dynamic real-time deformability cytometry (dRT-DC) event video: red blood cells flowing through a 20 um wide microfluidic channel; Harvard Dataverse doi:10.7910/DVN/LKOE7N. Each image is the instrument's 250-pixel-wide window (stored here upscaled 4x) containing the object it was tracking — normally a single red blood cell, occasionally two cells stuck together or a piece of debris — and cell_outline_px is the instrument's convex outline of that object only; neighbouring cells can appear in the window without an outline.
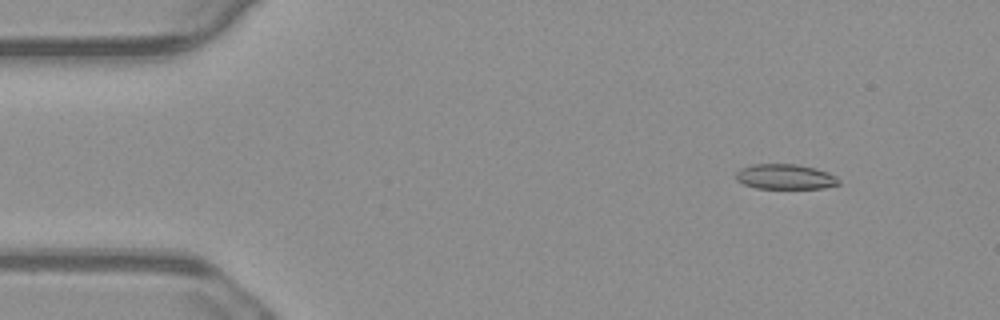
{"species": "common noctule bat (a hibernating species)", "species_latin": "Nyctalus noctula", "temperature_condition": "warm", "stored_images_in_passage": 55, "camera_frame_rate_fps": 3000, "um_per_image_px": 0.085, "animal": {"sex": "male", "body_mass_g": 23.1, "forearm_length_mm": 52.7}, "frame": {"image": 1, "passage_image": 6, "time_ms": 1.667, "image_size_px": [1000, 320], "cell_outline_px": [[840, 184], [824, 188], [756, 188], [744, 184], [736, 180], [736, 172], [740, 168], [752, 164], [796, 164], [816, 168], [828, 172], [836, 176], [840, 180]], "centroid_in_image_um": [66.75, 15.01], "position_along_channel_um": 18.2, "area_um2": 15.14}}
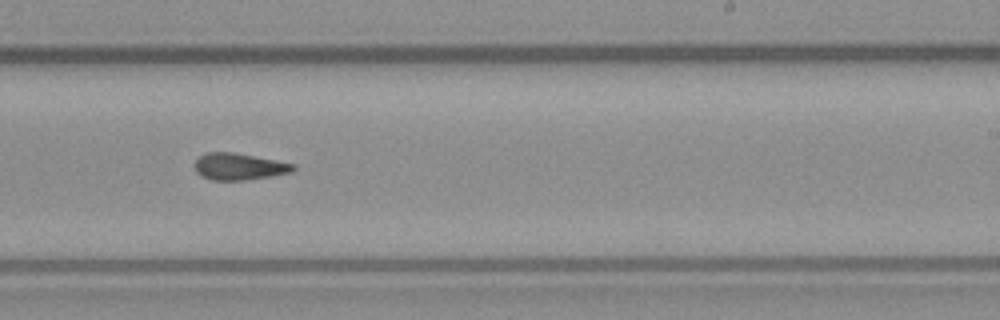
{"frame": {"image": 2, "passage_image": 33, "time_ms": 10.667, "image_size_px": [1000, 320], "cell_outline_px": [[296, 168], [292, 172], [244, 180], [212, 180], [200, 176], [196, 172], [192, 164], [200, 156], [208, 152], [232, 152], [276, 160], [296, 164]], "centroid_in_image_um": [20.28, 14.16], "position_along_channel_um": 268.7, "area_um2": 15.37}}
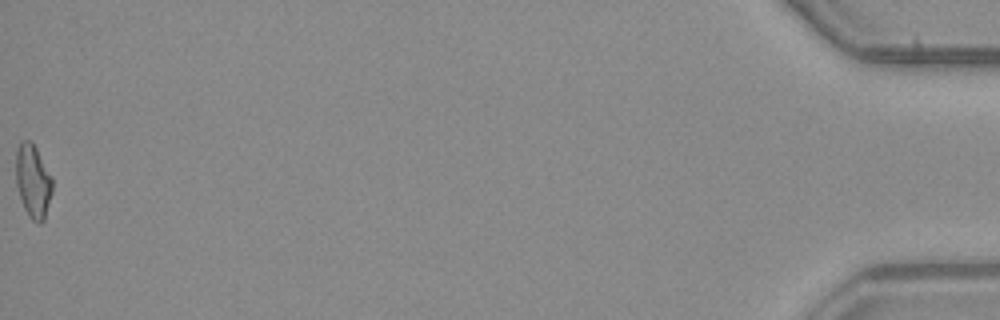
{"frame": {"image": 3, "passage_image": 55, "time_ms": 18.0, "image_size_px": [1000, 320], "cell_outline_px": [[52, 192], [44, 220], [40, 224], [36, 224], [28, 216], [24, 208], [16, 184], [16, 148], [20, 140], [32, 140], [52, 176]], "centroid_in_image_um": [2.8, 15.38], "position_along_channel_um": 432.4, "area_um2": 15.84}, "authors_computed_cell_mechanics": {"area_um2": 15.3748, "velocity_mm_per_s": 3.7662, "shape_relaxation_time_tau1_ms": null, "shape_relaxation_time_tau2_ms": 4.7028, "deformation_change_tau1": null, "deformation_change_tau2": 0.1204}}